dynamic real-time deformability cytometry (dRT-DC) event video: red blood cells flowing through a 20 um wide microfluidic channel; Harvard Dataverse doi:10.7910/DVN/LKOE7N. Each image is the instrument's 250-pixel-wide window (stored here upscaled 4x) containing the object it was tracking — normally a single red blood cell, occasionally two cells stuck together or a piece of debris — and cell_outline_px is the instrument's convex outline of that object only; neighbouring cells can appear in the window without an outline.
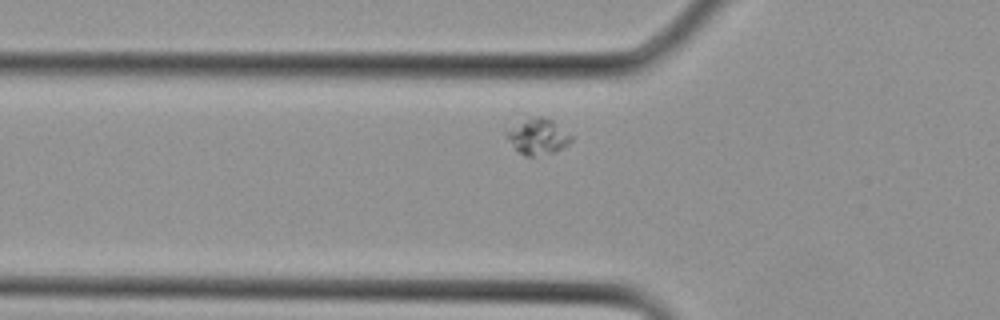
{"species": "Egyptian fruit bat (a non-hibernating species)", "species_latin": "Rousettus aegyptiacus", "temperature_condition": "cold", "stored_images_in_passage": 23, "camera_frame_rate_fps": 3000, "um_per_image_px": 0.085, "animal": {"sex": "female"}, "frame": {"image": 1, "passage_image": 5, "time_ms": 1.333, "image_size_px": [1000, 320], "cell_outline_px": [[572, 140], [568, 144], [552, 152], [532, 156], [524, 156], [504, 136], [504, 132], [532, 116], [544, 116], [552, 120], [572, 136]], "centroid_in_image_um": [45.7, 11.59], "position_along_channel_um": 80.1, "area_um2": 13.12}}
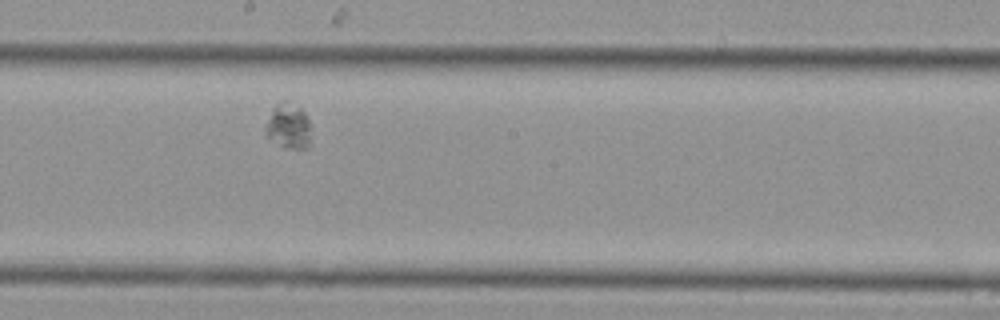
{"frame": {"image": 2, "passage_image": 12, "time_ms": 3.667, "image_size_px": [1000, 320], "cell_outline_px": [[308, 148], [284, 148], [268, 140], [264, 128], [272, 108], [280, 100], [284, 100], [300, 108], [304, 112], [308, 120]], "centroid_in_image_um": [24.44, 10.72], "position_along_channel_um": 223.8, "area_um2": 11.91}}
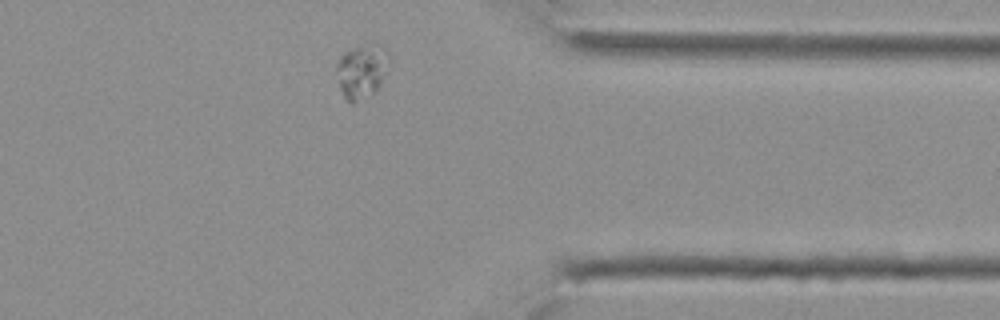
{"frame": {"image": 3, "passage_image": 20, "time_ms": 6.333, "image_size_px": [1000, 320], "cell_outline_px": [[388, 56], [384, 72], [380, 84], [376, 92], [352, 104], [344, 96], [340, 88], [336, 68], [336, 64], [340, 56], [360, 44], [388, 52]], "centroid_in_image_um": [30.68, 6.11], "position_along_channel_um": 380.7, "area_um2": 15.66}}